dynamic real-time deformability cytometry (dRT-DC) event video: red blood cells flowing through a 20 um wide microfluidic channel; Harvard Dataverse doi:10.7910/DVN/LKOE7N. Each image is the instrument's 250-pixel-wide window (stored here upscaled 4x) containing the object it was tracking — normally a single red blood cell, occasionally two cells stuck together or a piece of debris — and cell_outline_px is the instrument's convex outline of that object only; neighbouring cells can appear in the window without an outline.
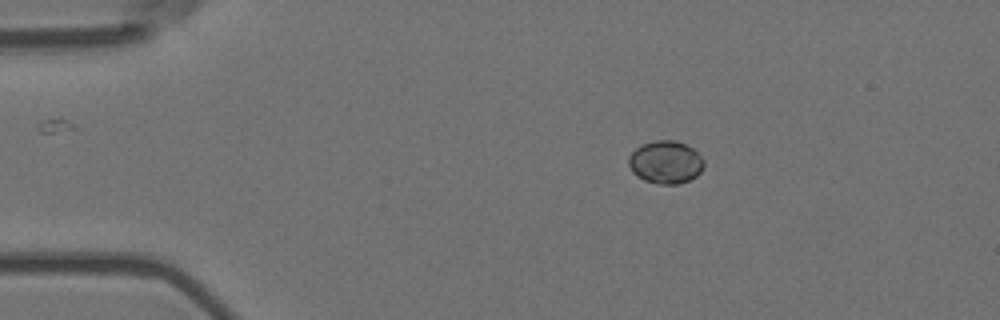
{"species": "Egyptian fruit bat (a non-hibernating species)", "species_latin": "Rousettus aegyptiacus", "temperature_condition": "room temperature", "stored_images_in_passage": 4, "camera_frame_rate_fps": 3000, "um_per_image_px": 0.085, "animal": {"sex": "female"}, "frame": {"image": 1, "passage_image": 2, "time_ms": 0.333, "image_size_px": [1000, 320], "cell_outline_px": [[704, 164], [700, 172], [696, 176], [680, 184], [660, 184], [644, 180], [632, 172], [628, 164], [628, 156], [636, 148], [644, 144], [656, 140], [676, 140], [692, 148], [704, 160]], "centroid_in_image_um": [56.56, 13.79], "position_along_channel_um": 28.4, "area_um2": 18.67}}